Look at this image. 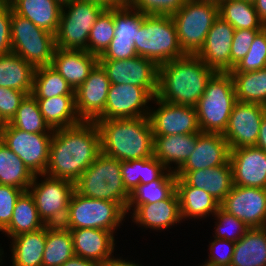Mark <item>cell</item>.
I'll return each mask as SVG.
<instances>
[{
    "instance_id": "1",
    "label": "cell",
    "mask_w": 266,
    "mask_h": 266,
    "mask_svg": "<svg viewBox=\"0 0 266 266\" xmlns=\"http://www.w3.org/2000/svg\"><path fill=\"white\" fill-rule=\"evenodd\" d=\"M101 153L100 133L95 122L55 129L45 174L75 183Z\"/></svg>"
},
{
    "instance_id": "2",
    "label": "cell",
    "mask_w": 266,
    "mask_h": 266,
    "mask_svg": "<svg viewBox=\"0 0 266 266\" xmlns=\"http://www.w3.org/2000/svg\"><path fill=\"white\" fill-rule=\"evenodd\" d=\"M216 72L197 55L186 54L159 65L158 92L162 101L195 107Z\"/></svg>"
},
{
    "instance_id": "3",
    "label": "cell",
    "mask_w": 266,
    "mask_h": 266,
    "mask_svg": "<svg viewBox=\"0 0 266 266\" xmlns=\"http://www.w3.org/2000/svg\"><path fill=\"white\" fill-rule=\"evenodd\" d=\"M101 152L119 161L153 156V132L148 117L95 121Z\"/></svg>"
},
{
    "instance_id": "4",
    "label": "cell",
    "mask_w": 266,
    "mask_h": 266,
    "mask_svg": "<svg viewBox=\"0 0 266 266\" xmlns=\"http://www.w3.org/2000/svg\"><path fill=\"white\" fill-rule=\"evenodd\" d=\"M75 191L87 198L119 203L125 209L130 199L121 175V161L102 152L75 182Z\"/></svg>"
},
{
    "instance_id": "5",
    "label": "cell",
    "mask_w": 266,
    "mask_h": 266,
    "mask_svg": "<svg viewBox=\"0 0 266 266\" xmlns=\"http://www.w3.org/2000/svg\"><path fill=\"white\" fill-rule=\"evenodd\" d=\"M236 101L230 73L216 72L195 106L201 132L223 134Z\"/></svg>"
},
{
    "instance_id": "6",
    "label": "cell",
    "mask_w": 266,
    "mask_h": 266,
    "mask_svg": "<svg viewBox=\"0 0 266 266\" xmlns=\"http://www.w3.org/2000/svg\"><path fill=\"white\" fill-rule=\"evenodd\" d=\"M135 50L138 56L154 61L158 66L186 55L178 40L171 16L146 15L137 30Z\"/></svg>"
},
{
    "instance_id": "7",
    "label": "cell",
    "mask_w": 266,
    "mask_h": 266,
    "mask_svg": "<svg viewBox=\"0 0 266 266\" xmlns=\"http://www.w3.org/2000/svg\"><path fill=\"white\" fill-rule=\"evenodd\" d=\"M126 218V209L121 204L87 198L74 191L62 226L66 229H103L116 235L117 229L126 222Z\"/></svg>"
},
{
    "instance_id": "8",
    "label": "cell",
    "mask_w": 266,
    "mask_h": 266,
    "mask_svg": "<svg viewBox=\"0 0 266 266\" xmlns=\"http://www.w3.org/2000/svg\"><path fill=\"white\" fill-rule=\"evenodd\" d=\"M218 16V3L197 0H187L171 16L176 25L179 44L185 54L196 55L200 51Z\"/></svg>"
},
{
    "instance_id": "9",
    "label": "cell",
    "mask_w": 266,
    "mask_h": 266,
    "mask_svg": "<svg viewBox=\"0 0 266 266\" xmlns=\"http://www.w3.org/2000/svg\"><path fill=\"white\" fill-rule=\"evenodd\" d=\"M107 7L95 2L77 1L63 5L58 30L57 48L88 51V37L92 26Z\"/></svg>"
},
{
    "instance_id": "10",
    "label": "cell",
    "mask_w": 266,
    "mask_h": 266,
    "mask_svg": "<svg viewBox=\"0 0 266 266\" xmlns=\"http://www.w3.org/2000/svg\"><path fill=\"white\" fill-rule=\"evenodd\" d=\"M11 42L12 52L34 68L51 65L56 48L55 35L14 11L11 16Z\"/></svg>"
},
{
    "instance_id": "11",
    "label": "cell",
    "mask_w": 266,
    "mask_h": 266,
    "mask_svg": "<svg viewBox=\"0 0 266 266\" xmlns=\"http://www.w3.org/2000/svg\"><path fill=\"white\" fill-rule=\"evenodd\" d=\"M27 191L33 197L39 217L45 225L54 226L64 223L71 196L75 191V183L46 174H38L34 176Z\"/></svg>"
},
{
    "instance_id": "12",
    "label": "cell",
    "mask_w": 266,
    "mask_h": 266,
    "mask_svg": "<svg viewBox=\"0 0 266 266\" xmlns=\"http://www.w3.org/2000/svg\"><path fill=\"white\" fill-rule=\"evenodd\" d=\"M53 133H31L7 123L0 131L1 141L34 174H45Z\"/></svg>"
},
{
    "instance_id": "13",
    "label": "cell",
    "mask_w": 266,
    "mask_h": 266,
    "mask_svg": "<svg viewBox=\"0 0 266 266\" xmlns=\"http://www.w3.org/2000/svg\"><path fill=\"white\" fill-rule=\"evenodd\" d=\"M152 104L158 105L152 108L150 106L148 114L153 136L201 132L195 107L168 103L156 96L153 97Z\"/></svg>"
},
{
    "instance_id": "14",
    "label": "cell",
    "mask_w": 266,
    "mask_h": 266,
    "mask_svg": "<svg viewBox=\"0 0 266 266\" xmlns=\"http://www.w3.org/2000/svg\"><path fill=\"white\" fill-rule=\"evenodd\" d=\"M111 84L144 87L153 97L158 92L159 66L152 60L135 56L124 60H99Z\"/></svg>"
},
{
    "instance_id": "15",
    "label": "cell",
    "mask_w": 266,
    "mask_h": 266,
    "mask_svg": "<svg viewBox=\"0 0 266 266\" xmlns=\"http://www.w3.org/2000/svg\"><path fill=\"white\" fill-rule=\"evenodd\" d=\"M152 99L153 96L144 87L111 84L105 110L97 120L148 117Z\"/></svg>"
},
{
    "instance_id": "16",
    "label": "cell",
    "mask_w": 266,
    "mask_h": 266,
    "mask_svg": "<svg viewBox=\"0 0 266 266\" xmlns=\"http://www.w3.org/2000/svg\"><path fill=\"white\" fill-rule=\"evenodd\" d=\"M266 106L236 101L222 134L230 149L255 146Z\"/></svg>"
},
{
    "instance_id": "17",
    "label": "cell",
    "mask_w": 266,
    "mask_h": 266,
    "mask_svg": "<svg viewBox=\"0 0 266 266\" xmlns=\"http://www.w3.org/2000/svg\"><path fill=\"white\" fill-rule=\"evenodd\" d=\"M226 213L243 221L249 228L266 227V189L233 185L220 203Z\"/></svg>"
},
{
    "instance_id": "18",
    "label": "cell",
    "mask_w": 266,
    "mask_h": 266,
    "mask_svg": "<svg viewBox=\"0 0 266 266\" xmlns=\"http://www.w3.org/2000/svg\"><path fill=\"white\" fill-rule=\"evenodd\" d=\"M110 80L98 63L75 90V108L81 121L95 122L105 110Z\"/></svg>"
},
{
    "instance_id": "19",
    "label": "cell",
    "mask_w": 266,
    "mask_h": 266,
    "mask_svg": "<svg viewBox=\"0 0 266 266\" xmlns=\"http://www.w3.org/2000/svg\"><path fill=\"white\" fill-rule=\"evenodd\" d=\"M235 28L218 16L205 42L196 54L208 67L215 72L229 73L231 71V45Z\"/></svg>"
},
{
    "instance_id": "20",
    "label": "cell",
    "mask_w": 266,
    "mask_h": 266,
    "mask_svg": "<svg viewBox=\"0 0 266 266\" xmlns=\"http://www.w3.org/2000/svg\"><path fill=\"white\" fill-rule=\"evenodd\" d=\"M233 185L266 189V152L255 146L230 149Z\"/></svg>"
},
{
    "instance_id": "21",
    "label": "cell",
    "mask_w": 266,
    "mask_h": 266,
    "mask_svg": "<svg viewBox=\"0 0 266 266\" xmlns=\"http://www.w3.org/2000/svg\"><path fill=\"white\" fill-rule=\"evenodd\" d=\"M132 222L142 229L153 232L166 231L183 223L180 215L179 197L175 191L168 199L159 203L142 204L129 214Z\"/></svg>"
},
{
    "instance_id": "22",
    "label": "cell",
    "mask_w": 266,
    "mask_h": 266,
    "mask_svg": "<svg viewBox=\"0 0 266 266\" xmlns=\"http://www.w3.org/2000/svg\"><path fill=\"white\" fill-rule=\"evenodd\" d=\"M230 148L220 133H196L194 151L177 171H196L228 164Z\"/></svg>"
},
{
    "instance_id": "23",
    "label": "cell",
    "mask_w": 266,
    "mask_h": 266,
    "mask_svg": "<svg viewBox=\"0 0 266 266\" xmlns=\"http://www.w3.org/2000/svg\"><path fill=\"white\" fill-rule=\"evenodd\" d=\"M73 237L74 253L85 259L105 264L115 253V235L95 228L69 229Z\"/></svg>"
},
{
    "instance_id": "24",
    "label": "cell",
    "mask_w": 266,
    "mask_h": 266,
    "mask_svg": "<svg viewBox=\"0 0 266 266\" xmlns=\"http://www.w3.org/2000/svg\"><path fill=\"white\" fill-rule=\"evenodd\" d=\"M175 175L187 185L206 191L219 203L224 200L233 187L230 162L202 170L176 171Z\"/></svg>"
},
{
    "instance_id": "25",
    "label": "cell",
    "mask_w": 266,
    "mask_h": 266,
    "mask_svg": "<svg viewBox=\"0 0 266 266\" xmlns=\"http://www.w3.org/2000/svg\"><path fill=\"white\" fill-rule=\"evenodd\" d=\"M98 63V57L86 50H64L56 47L50 66L76 90Z\"/></svg>"
},
{
    "instance_id": "26",
    "label": "cell",
    "mask_w": 266,
    "mask_h": 266,
    "mask_svg": "<svg viewBox=\"0 0 266 266\" xmlns=\"http://www.w3.org/2000/svg\"><path fill=\"white\" fill-rule=\"evenodd\" d=\"M196 145V134L153 136V156L168 170L176 172L189 158Z\"/></svg>"
},
{
    "instance_id": "27",
    "label": "cell",
    "mask_w": 266,
    "mask_h": 266,
    "mask_svg": "<svg viewBox=\"0 0 266 266\" xmlns=\"http://www.w3.org/2000/svg\"><path fill=\"white\" fill-rule=\"evenodd\" d=\"M176 192L179 197L182 221H194L213 217L220 203L204 190L187 185L181 178L176 179Z\"/></svg>"
},
{
    "instance_id": "28",
    "label": "cell",
    "mask_w": 266,
    "mask_h": 266,
    "mask_svg": "<svg viewBox=\"0 0 266 266\" xmlns=\"http://www.w3.org/2000/svg\"><path fill=\"white\" fill-rule=\"evenodd\" d=\"M121 175L124 186L129 194L140 184H148L153 180L177 179L175 172L168 170L154 156L121 161Z\"/></svg>"
},
{
    "instance_id": "29",
    "label": "cell",
    "mask_w": 266,
    "mask_h": 266,
    "mask_svg": "<svg viewBox=\"0 0 266 266\" xmlns=\"http://www.w3.org/2000/svg\"><path fill=\"white\" fill-rule=\"evenodd\" d=\"M13 11L39 28L56 34L62 5L55 0H11Z\"/></svg>"
},
{
    "instance_id": "30",
    "label": "cell",
    "mask_w": 266,
    "mask_h": 266,
    "mask_svg": "<svg viewBox=\"0 0 266 266\" xmlns=\"http://www.w3.org/2000/svg\"><path fill=\"white\" fill-rule=\"evenodd\" d=\"M10 240V266H42L46 225L36 231L19 234Z\"/></svg>"
},
{
    "instance_id": "31",
    "label": "cell",
    "mask_w": 266,
    "mask_h": 266,
    "mask_svg": "<svg viewBox=\"0 0 266 266\" xmlns=\"http://www.w3.org/2000/svg\"><path fill=\"white\" fill-rule=\"evenodd\" d=\"M35 68L14 52L0 55V87L32 94Z\"/></svg>"
},
{
    "instance_id": "32",
    "label": "cell",
    "mask_w": 266,
    "mask_h": 266,
    "mask_svg": "<svg viewBox=\"0 0 266 266\" xmlns=\"http://www.w3.org/2000/svg\"><path fill=\"white\" fill-rule=\"evenodd\" d=\"M230 266H266V227L250 228L235 242Z\"/></svg>"
},
{
    "instance_id": "33",
    "label": "cell",
    "mask_w": 266,
    "mask_h": 266,
    "mask_svg": "<svg viewBox=\"0 0 266 266\" xmlns=\"http://www.w3.org/2000/svg\"><path fill=\"white\" fill-rule=\"evenodd\" d=\"M36 100L45 122L53 130L72 127L82 122L76 112L75 95Z\"/></svg>"
},
{
    "instance_id": "34",
    "label": "cell",
    "mask_w": 266,
    "mask_h": 266,
    "mask_svg": "<svg viewBox=\"0 0 266 266\" xmlns=\"http://www.w3.org/2000/svg\"><path fill=\"white\" fill-rule=\"evenodd\" d=\"M75 255L73 237L62 225H46L42 266H61Z\"/></svg>"
},
{
    "instance_id": "35",
    "label": "cell",
    "mask_w": 266,
    "mask_h": 266,
    "mask_svg": "<svg viewBox=\"0 0 266 266\" xmlns=\"http://www.w3.org/2000/svg\"><path fill=\"white\" fill-rule=\"evenodd\" d=\"M44 226L33 197L28 191H25L17 199L12 219L2 233L10 239L22 233L36 231Z\"/></svg>"
},
{
    "instance_id": "36",
    "label": "cell",
    "mask_w": 266,
    "mask_h": 266,
    "mask_svg": "<svg viewBox=\"0 0 266 266\" xmlns=\"http://www.w3.org/2000/svg\"><path fill=\"white\" fill-rule=\"evenodd\" d=\"M34 174L0 139V184L28 190Z\"/></svg>"
},
{
    "instance_id": "37",
    "label": "cell",
    "mask_w": 266,
    "mask_h": 266,
    "mask_svg": "<svg viewBox=\"0 0 266 266\" xmlns=\"http://www.w3.org/2000/svg\"><path fill=\"white\" fill-rule=\"evenodd\" d=\"M219 16L235 30H262L266 27L259 19L253 2L247 0H222L219 3Z\"/></svg>"
},
{
    "instance_id": "38",
    "label": "cell",
    "mask_w": 266,
    "mask_h": 266,
    "mask_svg": "<svg viewBox=\"0 0 266 266\" xmlns=\"http://www.w3.org/2000/svg\"><path fill=\"white\" fill-rule=\"evenodd\" d=\"M236 99L266 106V67L257 71L230 73Z\"/></svg>"
},
{
    "instance_id": "39",
    "label": "cell",
    "mask_w": 266,
    "mask_h": 266,
    "mask_svg": "<svg viewBox=\"0 0 266 266\" xmlns=\"http://www.w3.org/2000/svg\"><path fill=\"white\" fill-rule=\"evenodd\" d=\"M32 95L36 99H48L60 95H75V90L51 66L34 70Z\"/></svg>"
},
{
    "instance_id": "40",
    "label": "cell",
    "mask_w": 266,
    "mask_h": 266,
    "mask_svg": "<svg viewBox=\"0 0 266 266\" xmlns=\"http://www.w3.org/2000/svg\"><path fill=\"white\" fill-rule=\"evenodd\" d=\"M13 127L31 133H53L45 122L36 98L30 94L20 103L15 116L9 122Z\"/></svg>"
},
{
    "instance_id": "41",
    "label": "cell",
    "mask_w": 266,
    "mask_h": 266,
    "mask_svg": "<svg viewBox=\"0 0 266 266\" xmlns=\"http://www.w3.org/2000/svg\"><path fill=\"white\" fill-rule=\"evenodd\" d=\"M175 191L176 180H153L148 184H140L130 193L126 214L128 216L139 205L168 199Z\"/></svg>"
},
{
    "instance_id": "42",
    "label": "cell",
    "mask_w": 266,
    "mask_h": 266,
    "mask_svg": "<svg viewBox=\"0 0 266 266\" xmlns=\"http://www.w3.org/2000/svg\"><path fill=\"white\" fill-rule=\"evenodd\" d=\"M113 7L106 8L95 21L88 37V52L100 57L114 38Z\"/></svg>"
},
{
    "instance_id": "43",
    "label": "cell",
    "mask_w": 266,
    "mask_h": 266,
    "mask_svg": "<svg viewBox=\"0 0 266 266\" xmlns=\"http://www.w3.org/2000/svg\"><path fill=\"white\" fill-rule=\"evenodd\" d=\"M114 38L112 40L136 41L137 30L144 14L131 6H113Z\"/></svg>"
},
{
    "instance_id": "44",
    "label": "cell",
    "mask_w": 266,
    "mask_h": 266,
    "mask_svg": "<svg viewBox=\"0 0 266 266\" xmlns=\"http://www.w3.org/2000/svg\"><path fill=\"white\" fill-rule=\"evenodd\" d=\"M213 237L237 242L250 229L243 221L223 211L221 208L213 215Z\"/></svg>"
},
{
    "instance_id": "45",
    "label": "cell",
    "mask_w": 266,
    "mask_h": 266,
    "mask_svg": "<svg viewBox=\"0 0 266 266\" xmlns=\"http://www.w3.org/2000/svg\"><path fill=\"white\" fill-rule=\"evenodd\" d=\"M266 67V27L254 38L246 56L229 73L257 71Z\"/></svg>"
},
{
    "instance_id": "46",
    "label": "cell",
    "mask_w": 266,
    "mask_h": 266,
    "mask_svg": "<svg viewBox=\"0 0 266 266\" xmlns=\"http://www.w3.org/2000/svg\"><path fill=\"white\" fill-rule=\"evenodd\" d=\"M235 242L213 237L208 246V259L199 266H230Z\"/></svg>"
},
{
    "instance_id": "47",
    "label": "cell",
    "mask_w": 266,
    "mask_h": 266,
    "mask_svg": "<svg viewBox=\"0 0 266 266\" xmlns=\"http://www.w3.org/2000/svg\"><path fill=\"white\" fill-rule=\"evenodd\" d=\"M187 0H135L131 7L146 15L175 14Z\"/></svg>"
},
{
    "instance_id": "48",
    "label": "cell",
    "mask_w": 266,
    "mask_h": 266,
    "mask_svg": "<svg viewBox=\"0 0 266 266\" xmlns=\"http://www.w3.org/2000/svg\"><path fill=\"white\" fill-rule=\"evenodd\" d=\"M261 30L237 29L231 45V71L246 56L255 36Z\"/></svg>"
},
{
    "instance_id": "49",
    "label": "cell",
    "mask_w": 266,
    "mask_h": 266,
    "mask_svg": "<svg viewBox=\"0 0 266 266\" xmlns=\"http://www.w3.org/2000/svg\"><path fill=\"white\" fill-rule=\"evenodd\" d=\"M23 192L22 189L0 184V232L9 225L15 203Z\"/></svg>"
},
{
    "instance_id": "50",
    "label": "cell",
    "mask_w": 266,
    "mask_h": 266,
    "mask_svg": "<svg viewBox=\"0 0 266 266\" xmlns=\"http://www.w3.org/2000/svg\"><path fill=\"white\" fill-rule=\"evenodd\" d=\"M26 96L25 92L0 87V114L7 123L13 119L20 103Z\"/></svg>"
},
{
    "instance_id": "51",
    "label": "cell",
    "mask_w": 266,
    "mask_h": 266,
    "mask_svg": "<svg viewBox=\"0 0 266 266\" xmlns=\"http://www.w3.org/2000/svg\"><path fill=\"white\" fill-rule=\"evenodd\" d=\"M138 56L134 41L112 40L99 60H124Z\"/></svg>"
},
{
    "instance_id": "52",
    "label": "cell",
    "mask_w": 266,
    "mask_h": 266,
    "mask_svg": "<svg viewBox=\"0 0 266 266\" xmlns=\"http://www.w3.org/2000/svg\"><path fill=\"white\" fill-rule=\"evenodd\" d=\"M11 4L0 6V55L12 52L11 42Z\"/></svg>"
},
{
    "instance_id": "53",
    "label": "cell",
    "mask_w": 266,
    "mask_h": 266,
    "mask_svg": "<svg viewBox=\"0 0 266 266\" xmlns=\"http://www.w3.org/2000/svg\"><path fill=\"white\" fill-rule=\"evenodd\" d=\"M61 266H104L100 262L74 255Z\"/></svg>"
},
{
    "instance_id": "54",
    "label": "cell",
    "mask_w": 266,
    "mask_h": 266,
    "mask_svg": "<svg viewBox=\"0 0 266 266\" xmlns=\"http://www.w3.org/2000/svg\"><path fill=\"white\" fill-rule=\"evenodd\" d=\"M134 262V263H133ZM104 266H143L142 264L135 263V261H130L129 259H123L121 256H112Z\"/></svg>"
},
{
    "instance_id": "55",
    "label": "cell",
    "mask_w": 266,
    "mask_h": 266,
    "mask_svg": "<svg viewBox=\"0 0 266 266\" xmlns=\"http://www.w3.org/2000/svg\"><path fill=\"white\" fill-rule=\"evenodd\" d=\"M255 147L260 148L266 152V114L262 119V123L258 133V140L256 142Z\"/></svg>"
},
{
    "instance_id": "56",
    "label": "cell",
    "mask_w": 266,
    "mask_h": 266,
    "mask_svg": "<svg viewBox=\"0 0 266 266\" xmlns=\"http://www.w3.org/2000/svg\"><path fill=\"white\" fill-rule=\"evenodd\" d=\"M253 4L259 19L266 26V0H254Z\"/></svg>"
},
{
    "instance_id": "57",
    "label": "cell",
    "mask_w": 266,
    "mask_h": 266,
    "mask_svg": "<svg viewBox=\"0 0 266 266\" xmlns=\"http://www.w3.org/2000/svg\"><path fill=\"white\" fill-rule=\"evenodd\" d=\"M77 1L95 2V3H98V4L102 5V6H105L107 8L113 7L112 0H77Z\"/></svg>"
},
{
    "instance_id": "58",
    "label": "cell",
    "mask_w": 266,
    "mask_h": 266,
    "mask_svg": "<svg viewBox=\"0 0 266 266\" xmlns=\"http://www.w3.org/2000/svg\"><path fill=\"white\" fill-rule=\"evenodd\" d=\"M135 0H112L113 6H131Z\"/></svg>"
},
{
    "instance_id": "59",
    "label": "cell",
    "mask_w": 266,
    "mask_h": 266,
    "mask_svg": "<svg viewBox=\"0 0 266 266\" xmlns=\"http://www.w3.org/2000/svg\"><path fill=\"white\" fill-rule=\"evenodd\" d=\"M4 255H5L4 250L2 249V247H0V266H2L4 263V261H3L5 259V258H3V257H5Z\"/></svg>"
},
{
    "instance_id": "60",
    "label": "cell",
    "mask_w": 266,
    "mask_h": 266,
    "mask_svg": "<svg viewBox=\"0 0 266 266\" xmlns=\"http://www.w3.org/2000/svg\"><path fill=\"white\" fill-rule=\"evenodd\" d=\"M6 124L7 122L2 118L0 114V131L5 127Z\"/></svg>"
},
{
    "instance_id": "61",
    "label": "cell",
    "mask_w": 266,
    "mask_h": 266,
    "mask_svg": "<svg viewBox=\"0 0 266 266\" xmlns=\"http://www.w3.org/2000/svg\"><path fill=\"white\" fill-rule=\"evenodd\" d=\"M55 1H57L58 3H60L63 6L65 4L71 2L72 0H55Z\"/></svg>"
},
{
    "instance_id": "62",
    "label": "cell",
    "mask_w": 266,
    "mask_h": 266,
    "mask_svg": "<svg viewBox=\"0 0 266 266\" xmlns=\"http://www.w3.org/2000/svg\"><path fill=\"white\" fill-rule=\"evenodd\" d=\"M11 2V0H0V6L7 5Z\"/></svg>"
},
{
    "instance_id": "63",
    "label": "cell",
    "mask_w": 266,
    "mask_h": 266,
    "mask_svg": "<svg viewBox=\"0 0 266 266\" xmlns=\"http://www.w3.org/2000/svg\"><path fill=\"white\" fill-rule=\"evenodd\" d=\"M197 1H212L219 4L222 0H197Z\"/></svg>"
}]
</instances>
